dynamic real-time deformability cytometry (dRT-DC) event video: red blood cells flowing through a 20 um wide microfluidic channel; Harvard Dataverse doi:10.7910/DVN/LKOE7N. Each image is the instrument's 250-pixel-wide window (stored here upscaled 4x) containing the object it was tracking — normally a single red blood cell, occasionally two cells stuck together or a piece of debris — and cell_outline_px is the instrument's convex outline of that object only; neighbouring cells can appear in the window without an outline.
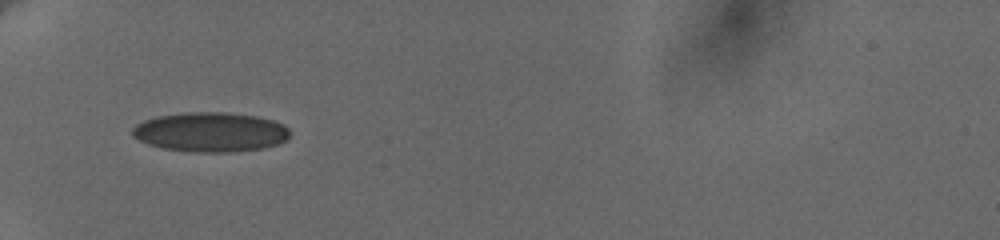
{"species": "human", "species_latin": "Homo sapiens", "temperature_condition": "cold", "stored_images_in_passage": 54, "camera_frame_rate_fps": 3000, "um_per_image_px": 0.085, "donor": {"sex": "female"}, "frame": {"image": 1, "passage_image": 1, "time_ms": 0.0, "image_size_px": [1000, 240], "cell_outline_px": [[288, 140], [280, 144], [264, 148], [232, 152], [192, 152], [164, 148], [148, 144], [132, 136], [132, 128], [136, 124], [144, 120], [156, 116], [188, 112], [224, 112], [256, 116], [272, 120], [284, 124], [288, 128]], "centroid_in_image_um": [17.9, 11.23], "position_along_channel_um": 67.1, "area_um2": 36.47}}
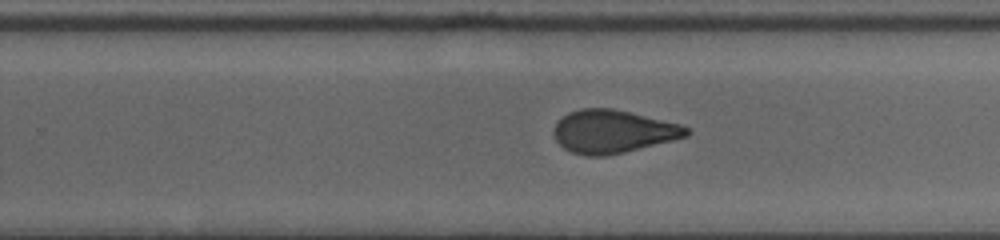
{"frame": {"image": 2, "passage_image": 34, "time_ms": 6.0, "image_size_px": [1000, 240], "cell_outline_px": [[692, 132], [688, 136], [624, 152], [604, 156], [584, 156], [572, 152], [564, 148], [556, 140], [552, 132], [556, 120], [568, 112], [580, 108], [612, 108], [680, 124], [688, 128]], "centroid_in_image_um": [52.05, 11.17], "position_along_channel_um": 277.7, "area_um2": 33.29}}
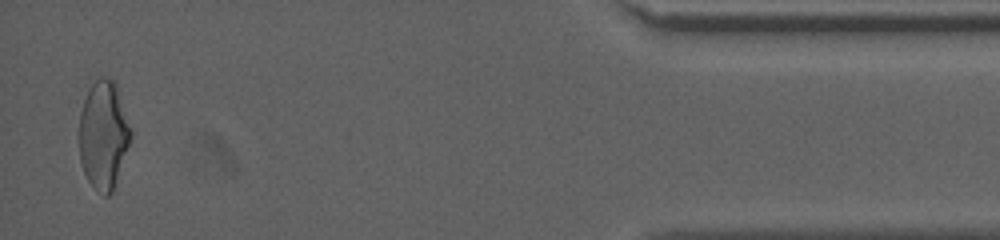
{"frame": {"image": 3, "passage_image": 54, "time_ms": 11.667, "image_size_px": [1000, 240], "cell_outline_px": [[132, 136], [112, 192], [108, 196], [104, 196], [96, 192], [92, 188], [84, 172], [80, 160], [80, 112], [84, 100], [92, 84], [100, 76], [104, 76], [112, 80], [116, 84], [132, 128]], "centroid_in_image_um": [8.81, 11.49], "position_along_channel_um": 426.4, "area_um2": 32.54}, "authors_computed_cell_mechanics": {"area_um2": 33.9286, "velocity_mm_per_s": 3.6693, "shape_relaxation_time_tau1_ms": null, "shape_relaxation_time_tau2_ms": 1.1076, "deformation_change_tau1": null, "deformation_change_tau2": 0.0709}}